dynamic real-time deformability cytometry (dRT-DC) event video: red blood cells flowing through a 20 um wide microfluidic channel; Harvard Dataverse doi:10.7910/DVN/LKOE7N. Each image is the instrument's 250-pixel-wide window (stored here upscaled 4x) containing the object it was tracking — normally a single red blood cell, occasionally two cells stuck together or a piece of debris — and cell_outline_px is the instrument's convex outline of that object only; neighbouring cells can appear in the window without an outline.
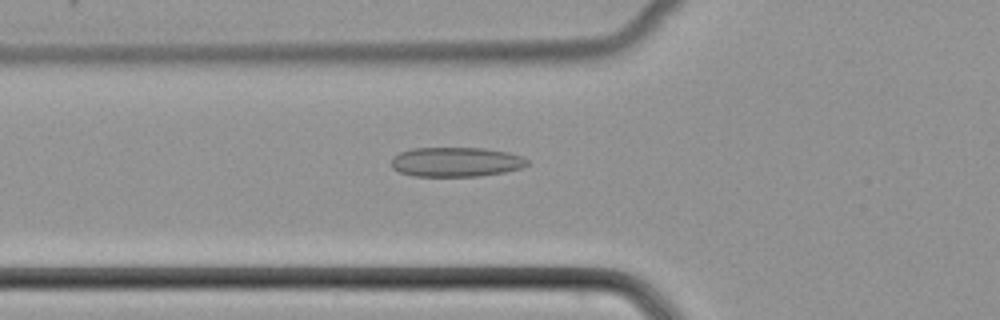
{"species": "common noctule bat (a hibernating species)", "species_latin": "Nyctalus noctula", "temperature_condition": "cold", "stored_images_in_passage": 51, "camera_frame_rate_fps": 3000, "um_per_image_px": 0.085, "animal": {"sex": "female", "body_mass_g": 22.7, "forearm_length_mm": 54.2}, "frame": {"image": 1, "passage_image": 19, "time_ms": 6.0, "image_size_px": [1000, 320], "cell_outline_px": [[528, 164], [520, 168], [504, 172], [480, 176], [412, 176], [400, 172], [392, 168], [392, 156], [400, 152], [412, 148], [484, 148], [508, 152], [524, 156], [528, 160]], "centroid_in_image_um": [38.76, 13.76], "position_along_channel_um": 87.0, "area_um2": 23.52}}
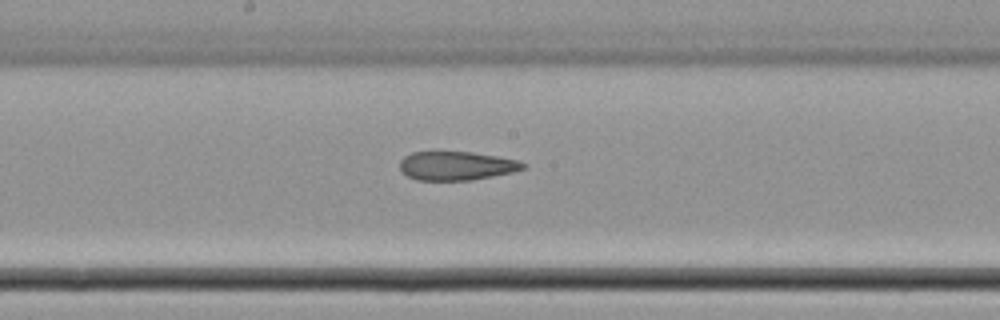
{"frame": {"image": 2, "passage_image": 28, "time_ms": 9.0, "image_size_px": [1000, 320], "cell_outline_px": [[528, 164], [524, 168], [512, 172], [472, 180], [416, 180], [400, 172], [400, 160], [404, 156], [412, 152], [432, 148], [436, 148], [472, 152], [520, 160]], "centroid_in_image_um": [38.73, 14.04], "position_along_channel_um": 209.5, "area_um2": 21.68}}
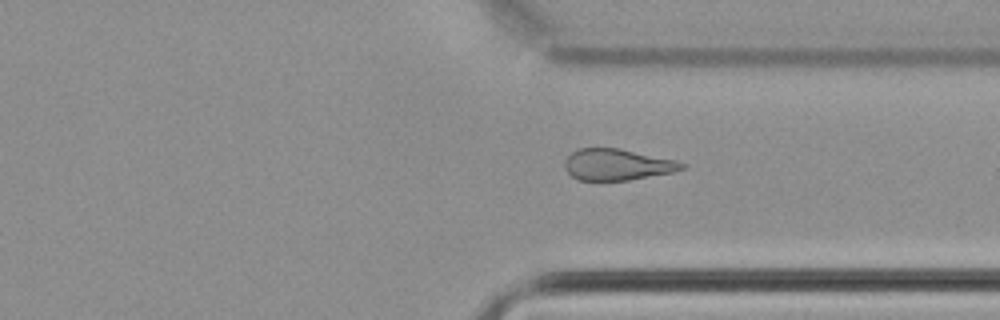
{"frame": {"image": 3, "passage_image": 39, "time_ms": 12.667, "image_size_px": [1000, 320], "cell_outline_px": [[688, 164], [684, 168], [672, 172], [628, 180], [576, 180], [564, 168], [564, 160], [572, 152], [580, 148], [620, 148], [676, 160]], "centroid_in_image_um": [52.45, 13.98], "position_along_channel_um": 358.9, "area_um2": 21.39}}